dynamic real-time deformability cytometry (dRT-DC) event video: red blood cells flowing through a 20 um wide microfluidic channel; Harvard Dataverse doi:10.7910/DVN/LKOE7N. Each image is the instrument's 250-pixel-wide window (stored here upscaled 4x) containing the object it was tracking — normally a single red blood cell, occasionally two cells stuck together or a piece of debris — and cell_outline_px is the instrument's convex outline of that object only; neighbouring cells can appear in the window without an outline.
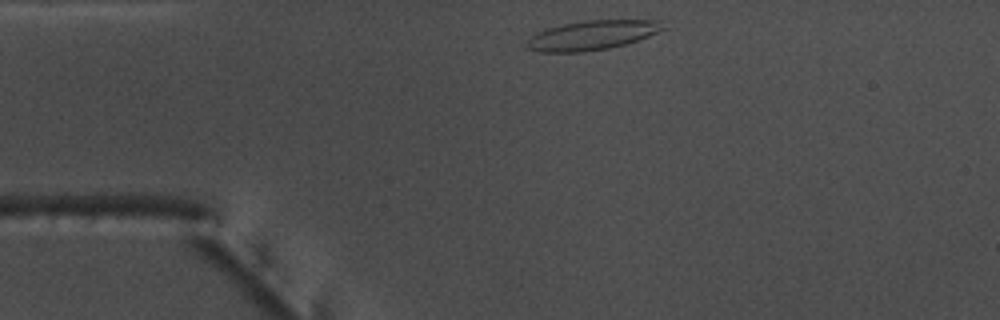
{"species": "common noctule bat (a hibernating species)", "species_latin": "Nyctalus noctula", "temperature_condition": "warm", "stored_images_in_passage": 32, "camera_frame_rate_fps": 3000, "um_per_image_px": 0.085, "animal": {"sex": "male", "body_mass_g": 17.5, "forearm_length_mm": 52.3}, "frame": {"image": 1, "passage_image": 1, "time_ms": 0.0, "image_size_px": [1000, 320], "cell_outline_px": [[668, 28], [648, 36], [624, 44], [608, 48], [580, 52], [540, 52], [528, 48], [524, 44], [536, 32], [548, 28], [564, 24], [584, 20], [664, 20]], "centroid_in_image_um": [50.37, 2.98], "position_along_channel_um": 34.6, "area_um2": 23.35}}
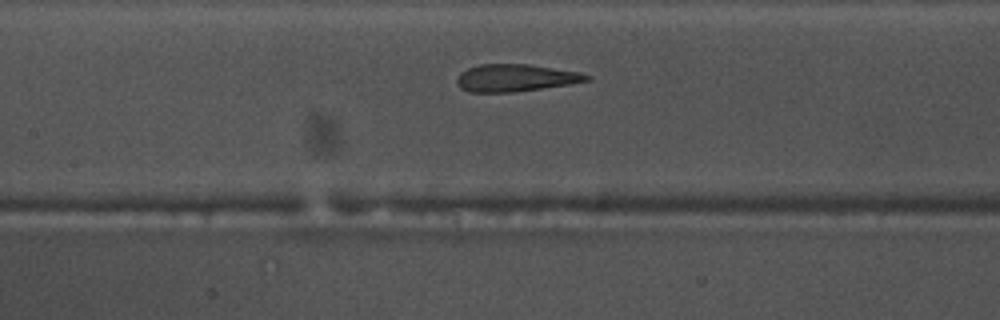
{"frame": {"image": 2, "passage_image": 14, "time_ms": 4.333, "image_size_px": [1000, 320], "cell_outline_px": [[592, 80], [568, 84], [516, 92], [468, 92], [460, 88], [456, 84], [456, 80], [460, 72], [468, 68], [480, 64], [528, 64], [580, 72], [592, 76]], "centroid_in_image_um": [43.81, 6.62], "position_along_channel_um": 163.6, "area_um2": 20.75}}
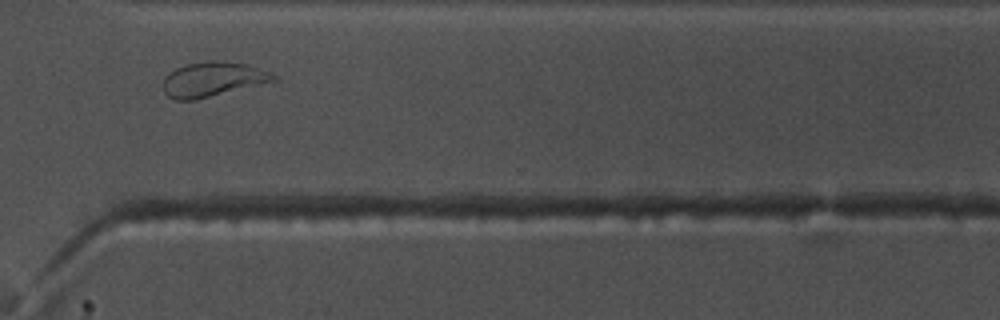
{"frame": {"image": 3, "passage_image": 29, "time_ms": 9.333, "image_size_px": [1000, 320], "cell_outline_px": [[280, 80], [196, 100], [176, 100], [168, 96], [164, 92], [164, 76], [176, 68], [188, 64], [212, 60], [224, 60], [248, 64], [272, 72]], "centroid_in_image_um": [18.14, 6.74], "position_along_channel_um": 352.5, "area_um2": 22.6}, "authors_computed_cell_mechanics": {"area_um2": 21.1548, "velocity_mm_per_s": 3.7796, "shape_relaxation_time_tau1_ms": null, "shape_relaxation_time_tau2_ms": 1.3119, "deformation_change_tau1": null, "deformation_change_tau2": 0.1071}}